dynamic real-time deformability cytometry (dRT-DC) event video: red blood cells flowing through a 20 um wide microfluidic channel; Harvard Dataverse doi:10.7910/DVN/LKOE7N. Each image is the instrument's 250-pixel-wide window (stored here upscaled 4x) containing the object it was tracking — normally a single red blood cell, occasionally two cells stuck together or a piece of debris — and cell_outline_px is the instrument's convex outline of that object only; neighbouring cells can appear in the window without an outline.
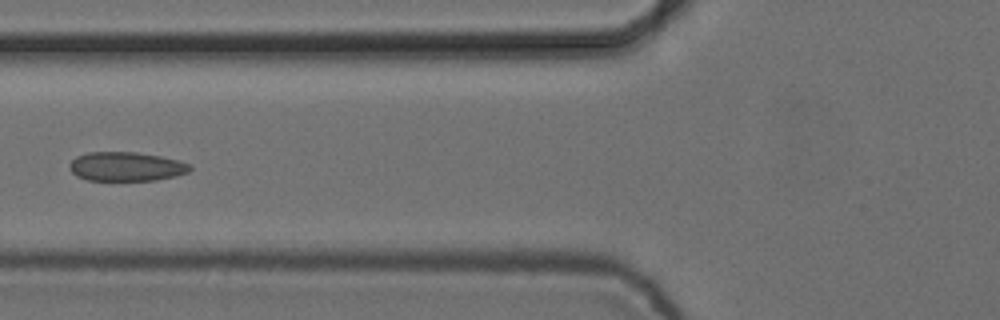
{"species": "common noctule bat (a hibernating species)", "species_latin": "Nyctalus noctula", "temperature_condition": "cold", "stored_images_in_passage": 6, "camera_frame_rate_fps": 3000, "um_per_image_px": 0.085, "animal": {"sex": "female", "body_mass_g": 24.6, "forearm_length_mm": 56.2}, "frame": {"image": 1, "passage_image": 5, "time_ms": 1.333, "image_size_px": [1000, 320], "cell_outline_px": [[192, 168], [188, 172], [176, 176], [156, 180], [88, 180], [76, 176], [68, 168], [68, 164], [76, 156], [88, 152], [136, 152], [160, 156], [192, 164]], "centroid_in_image_um": [10.71, 14.15], "position_along_channel_um": 115.1, "area_um2": 20.52}}
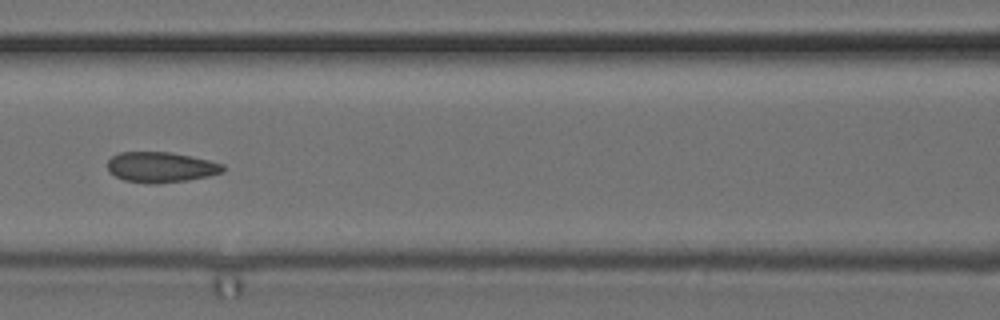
{"frame": {"image": 2, "passage_image": 6, "time_ms": 1.667, "image_size_px": [1000, 320], "cell_outline_px": [[224, 172], [208, 176], [188, 180], [156, 184], [148, 184], [124, 180], [108, 172], [108, 160], [112, 156], [120, 152], [172, 152], [208, 160], [224, 164]], "centroid_in_image_um": [13.67, 14.21], "position_along_channel_um": 152.9, "area_um2": 20.58}}